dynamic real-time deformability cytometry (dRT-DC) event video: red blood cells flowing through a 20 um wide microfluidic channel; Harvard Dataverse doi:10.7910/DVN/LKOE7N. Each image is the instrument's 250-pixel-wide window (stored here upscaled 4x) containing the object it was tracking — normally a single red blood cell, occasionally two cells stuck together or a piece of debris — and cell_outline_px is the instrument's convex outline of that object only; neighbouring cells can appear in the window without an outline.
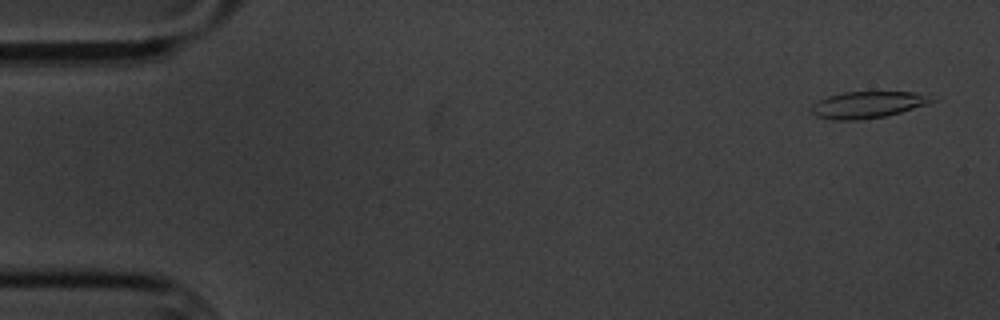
{"species": "common noctule bat (a hibernating species)", "species_latin": "Nyctalus noctula", "temperature_condition": "cold", "stored_images_in_passage": 4, "camera_frame_rate_fps": 3000, "um_per_image_px": 0.085, "animal": {"sex": "male", "body_mass_g": 20.1, "forearm_length_mm": 53.5}, "frame": {"image": 1, "passage_image": 1, "time_ms": 0.0, "image_size_px": [1000, 320], "cell_outline_px": [[940, 100], [928, 104], [900, 112], [884, 116], [860, 120], [832, 120], [816, 116], [812, 112], [812, 104], [828, 96], [844, 92], [928, 92]], "centroid_in_image_um": [73.86, 8.89], "position_along_channel_um": 11.1, "area_um2": 18.96}}